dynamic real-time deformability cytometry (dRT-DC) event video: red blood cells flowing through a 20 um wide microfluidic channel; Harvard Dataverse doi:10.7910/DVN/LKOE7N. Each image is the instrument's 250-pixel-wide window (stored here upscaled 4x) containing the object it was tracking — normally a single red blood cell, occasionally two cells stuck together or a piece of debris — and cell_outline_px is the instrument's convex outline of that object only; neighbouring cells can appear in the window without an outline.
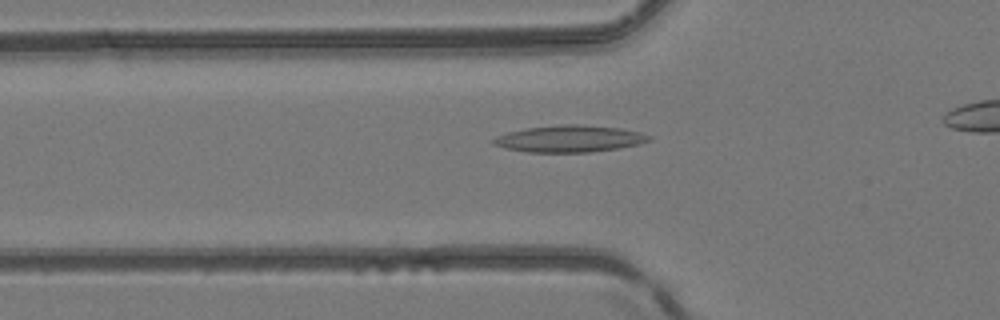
{"species": "common noctule bat (a hibernating species)", "species_latin": "Nyctalus noctula", "temperature_condition": "room temperature", "stored_images_in_passage": 27, "camera_frame_rate_fps": 3000, "um_per_image_px": 0.085, "animal": {"sex": "female", "body_mass_g": 24.6, "forearm_length_mm": 56.2}, "frame": {"image": 1, "passage_image": 3, "time_ms": 0.667, "image_size_px": [1000, 320], "cell_outline_px": [[652, 140], [640, 144], [616, 148], [588, 152], [528, 152], [508, 148], [492, 144], [492, 140], [496, 136], [508, 132], [528, 128], [564, 124], [576, 124], [620, 128], [640, 132], [652, 136]], "centroid_in_image_um": [48.44, 11.79], "position_along_channel_um": 77.4, "area_um2": 24.04}}
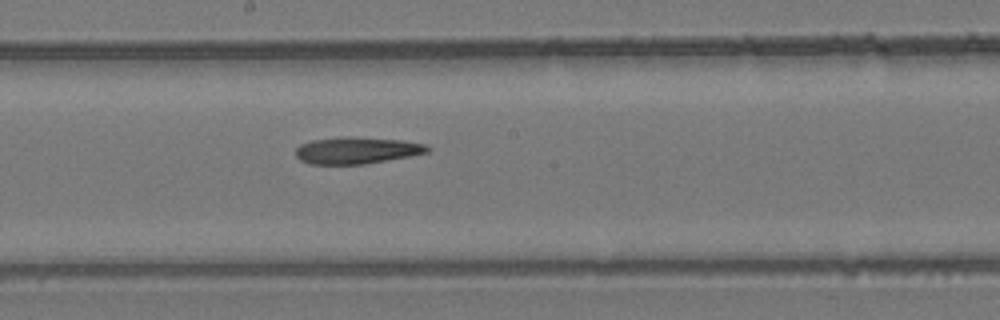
{"frame": {"image": 2, "passage_image": 13, "time_ms": 4.0, "image_size_px": [1000, 320], "cell_outline_px": [[432, 148], [428, 152], [408, 156], [364, 164], [308, 164], [300, 160], [296, 156], [296, 148], [300, 144], [312, 140], [344, 136], [352, 136], [404, 140], [424, 144]], "centroid_in_image_um": [30.3, 12.77], "position_along_channel_um": 217.9, "area_um2": 20.63}}
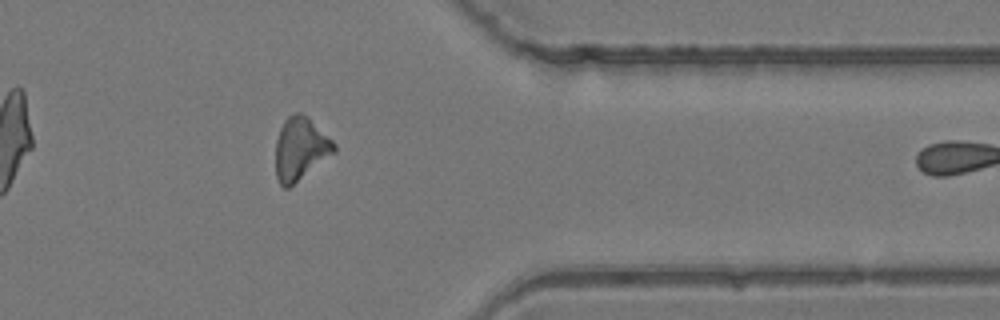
{"frame": {"image": 3, "passage_image": 26, "time_ms": 8.333, "image_size_px": [1000, 320], "cell_outline_px": [[336, 152], [288, 188], [284, 188], [280, 184], [276, 176], [276, 140], [280, 128], [284, 120], [288, 116], [296, 112], [300, 112], [308, 116], [336, 144]], "centroid_in_image_um": [25.54, 12.63], "position_along_channel_um": 385.9, "area_um2": 21.39}}